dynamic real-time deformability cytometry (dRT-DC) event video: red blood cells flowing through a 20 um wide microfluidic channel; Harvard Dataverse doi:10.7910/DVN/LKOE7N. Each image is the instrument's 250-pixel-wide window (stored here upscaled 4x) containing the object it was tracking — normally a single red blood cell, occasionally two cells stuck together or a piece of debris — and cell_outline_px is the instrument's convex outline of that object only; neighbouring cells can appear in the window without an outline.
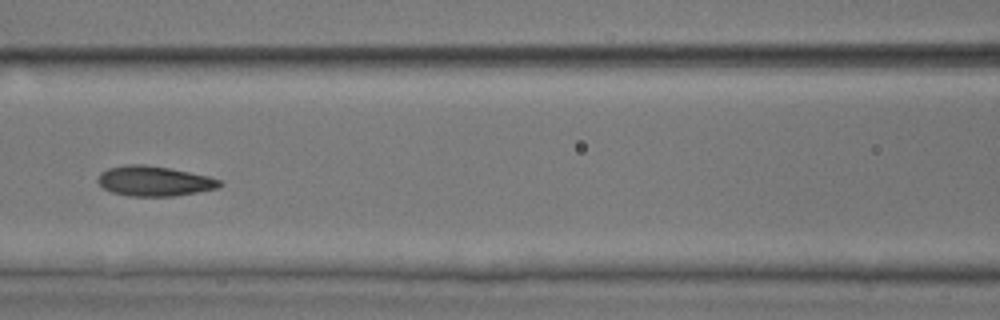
{"species": "common noctule bat (a hibernating species)", "species_latin": "Nyctalus noctula", "temperature_condition": "room temperature", "stored_images_in_passage": 22, "camera_frame_rate_fps": 3000, "um_per_image_px": 0.085, "animal": {"sex": "male", "body_mass_g": 17.9, "forearm_length_mm": 54.2}, "frame": {"image": 1, "passage_image": 19, "time_ms": 6.0, "image_size_px": [1000, 320], "cell_outline_px": [[224, 184], [216, 188], [196, 192], [172, 196], [132, 196], [112, 192], [104, 188], [96, 180], [100, 172], [108, 168], [128, 164], [144, 164], [168, 168], [208, 176], [220, 180]], "centroid_in_image_um": [13.08, 15.38], "position_along_channel_um": 153.5, "area_um2": 21.1}}